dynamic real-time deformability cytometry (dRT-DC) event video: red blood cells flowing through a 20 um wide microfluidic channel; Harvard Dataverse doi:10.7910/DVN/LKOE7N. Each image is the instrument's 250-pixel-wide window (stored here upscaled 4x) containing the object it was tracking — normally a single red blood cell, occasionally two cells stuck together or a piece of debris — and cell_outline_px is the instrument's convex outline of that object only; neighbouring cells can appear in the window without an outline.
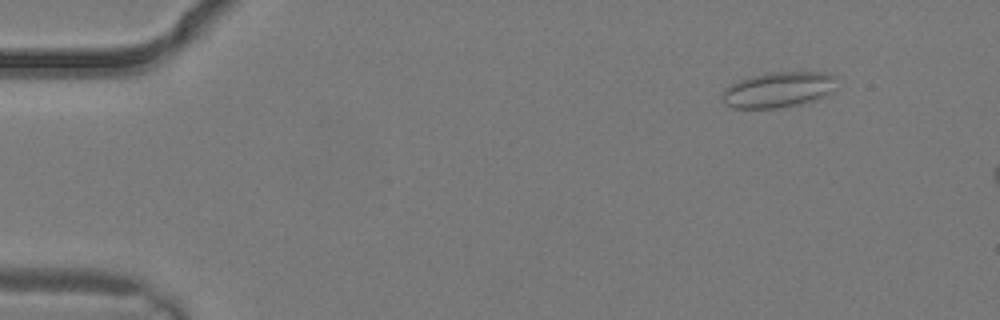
{"species": "common noctule bat (a hibernating species)", "species_latin": "Nyctalus noctula", "temperature_condition": "warm", "stored_images_in_passage": 2, "camera_frame_rate_fps": 3000, "um_per_image_px": 0.085, "animal": {"sex": "male", "body_mass_g": 19.2, "forearm_length_mm": 51.8}, "frame": {"image": 1, "passage_image": 1, "time_ms": 0.0, "image_size_px": [1000, 320], "cell_outline_px": [[836, 92], [816, 100], [800, 104], [776, 108], [732, 108], [724, 104], [720, 96], [724, 88], [740, 80], [764, 72], [828, 72], [836, 76]], "centroid_in_image_um": [66.2, 7.62], "position_along_channel_um": 18.8, "area_um2": 24.28}}